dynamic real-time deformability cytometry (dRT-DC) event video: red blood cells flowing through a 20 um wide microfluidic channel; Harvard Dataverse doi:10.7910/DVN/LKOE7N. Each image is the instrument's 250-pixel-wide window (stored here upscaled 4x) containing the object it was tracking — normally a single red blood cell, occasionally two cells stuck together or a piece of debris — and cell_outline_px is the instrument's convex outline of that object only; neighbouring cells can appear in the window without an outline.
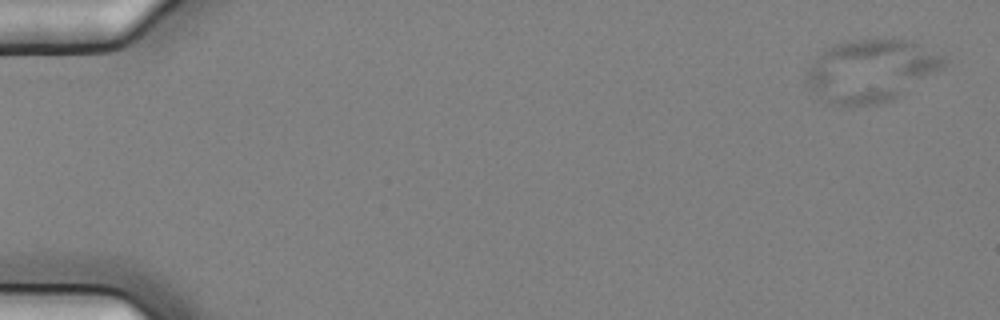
{"species": "common noctule bat (a hibernating species)", "species_latin": "Nyctalus noctula", "temperature_condition": "cold", "stored_images_in_passage": 5, "camera_frame_rate_fps": 3000, "um_per_image_px": 0.085, "animal": {"sex": "female", "body_mass_g": 25.1}, "frame": {"image": 1, "passage_image": 1, "time_ms": 0.0, "image_size_px": [1000, 320], "cell_outline_px": [[944, 68], [892, 100], [876, 104], [852, 108], [844, 108], [828, 104], [804, 84], [804, 76], [808, 68], [820, 52], [824, 48], [836, 44], [856, 40], [912, 40], [944, 56]], "centroid_in_image_um": [73.97, 6.05], "position_along_channel_um": 11.0, "area_um2": 50.46}}
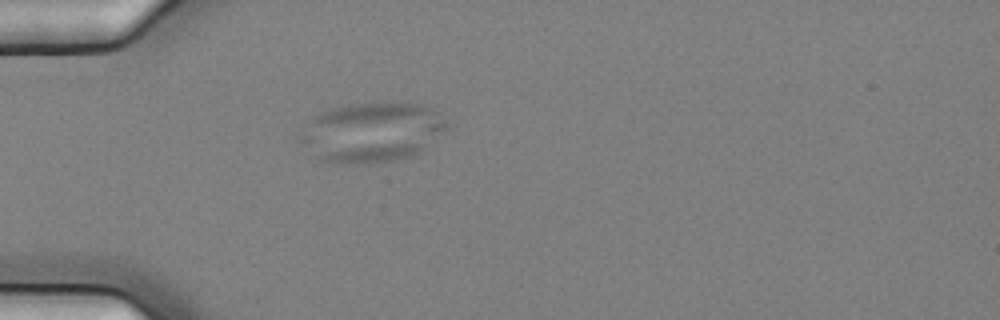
{"frame": {"image": 2, "passage_image": 5, "time_ms": 1.333, "image_size_px": [1000, 320], "cell_outline_px": [[448, 128], [424, 148], [408, 156], [392, 160], [372, 164], [344, 164], [324, 160], [316, 156], [296, 140], [296, 136], [300, 128], [312, 116], [332, 108], [348, 104], [420, 104], [432, 108], [448, 124]], "centroid_in_image_um": [31.5, 11.25], "position_along_channel_um": 53.5, "area_um2": 50.75}}